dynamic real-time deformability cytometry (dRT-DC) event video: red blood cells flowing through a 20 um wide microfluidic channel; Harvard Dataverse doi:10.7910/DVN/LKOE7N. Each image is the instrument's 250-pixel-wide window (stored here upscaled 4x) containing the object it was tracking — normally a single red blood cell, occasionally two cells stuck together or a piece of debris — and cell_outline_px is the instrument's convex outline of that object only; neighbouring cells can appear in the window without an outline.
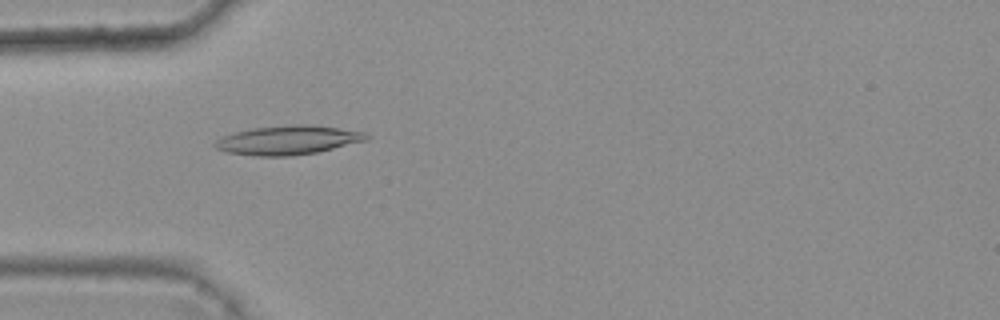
{"species": "common noctule bat (a hibernating species)", "species_latin": "Nyctalus noctula", "temperature_condition": "warm", "stored_images_in_passage": 5, "camera_frame_rate_fps": 3000, "um_per_image_px": 0.085, "animal": {"sex": "female", "body_mass_g": 25.1}, "frame": {"image": 1, "passage_image": 4, "time_ms": 1.0, "image_size_px": [1000, 320], "cell_outline_px": [[368, 136], [364, 140], [316, 152], [292, 156], [252, 156], [228, 152], [216, 148], [212, 144], [216, 140], [224, 136], [236, 132], [252, 128], [288, 124], [312, 124], [364, 132]], "centroid_in_image_um": [24.41, 11.9], "position_along_channel_um": 60.6, "area_um2": 25.37}}
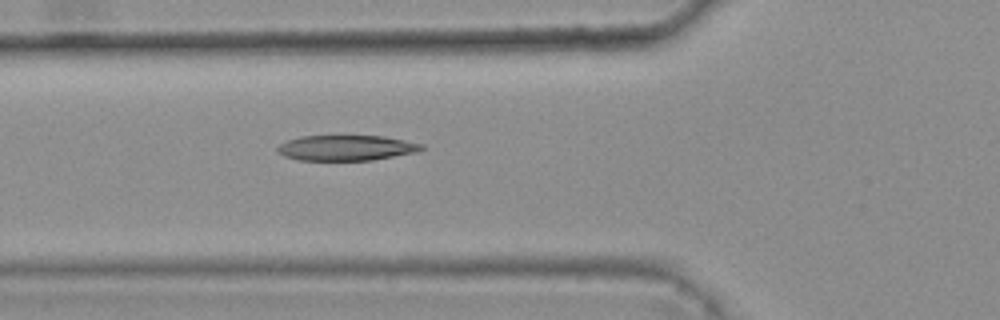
{"frame": {"image": 2, "passage_image": 5, "time_ms": 1.333, "image_size_px": [1000, 320], "cell_outline_px": [[424, 148], [416, 152], [372, 160], [300, 160], [284, 156], [276, 152], [276, 148], [280, 144], [288, 140], [300, 136], [384, 136], [424, 144]], "centroid_in_image_um": [29.42, 12.57], "position_along_channel_um": 96.4, "area_um2": 21.27}}